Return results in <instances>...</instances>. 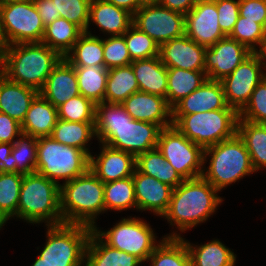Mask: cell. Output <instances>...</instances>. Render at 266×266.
<instances>
[{
	"label": "cell",
	"instance_id": "cell-55",
	"mask_svg": "<svg viewBox=\"0 0 266 266\" xmlns=\"http://www.w3.org/2000/svg\"><path fill=\"white\" fill-rule=\"evenodd\" d=\"M32 266H47V265L44 262H42V258L38 256L35 262L32 264Z\"/></svg>",
	"mask_w": 266,
	"mask_h": 266
},
{
	"label": "cell",
	"instance_id": "cell-35",
	"mask_svg": "<svg viewBox=\"0 0 266 266\" xmlns=\"http://www.w3.org/2000/svg\"><path fill=\"white\" fill-rule=\"evenodd\" d=\"M95 136V122H69L59 118L51 134L54 140L81 149L89 156L87 143Z\"/></svg>",
	"mask_w": 266,
	"mask_h": 266
},
{
	"label": "cell",
	"instance_id": "cell-38",
	"mask_svg": "<svg viewBox=\"0 0 266 266\" xmlns=\"http://www.w3.org/2000/svg\"><path fill=\"white\" fill-rule=\"evenodd\" d=\"M23 174L0 172V222L5 225L12 217H18V202Z\"/></svg>",
	"mask_w": 266,
	"mask_h": 266
},
{
	"label": "cell",
	"instance_id": "cell-4",
	"mask_svg": "<svg viewBox=\"0 0 266 266\" xmlns=\"http://www.w3.org/2000/svg\"><path fill=\"white\" fill-rule=\"evenodd\" d=\"M63 223L96 227V218L105 211L104 183L90 170L60 184Z\"/></svg>",
	"mask_w": 266,
	"mask_h": 266
},
{
	"label": "cell",
	"instance_id": "cell-41",
	"mask_svg": "<svg viewBox=\"0 0 266 266\" xmlns=\"http://www.w3.org/2000/svg\"><path fill=\"white\" fill-rule=\"evenodd\" d=\"M58 118L69 122H95L96 104L77 95L57 107Z\"/></svg>",
	"mask_w": 266,
	"mask_h": 266
},
{
	"label": "cell",
	"instance_id": "cell-28",
	"mask_svg": "<svg viewBox=\"0 0 266 266\" xmlns=\"http://www.w3.org/2000/svg\"><path fill=\"white\" fill-rule=\"evenodd\" d=\"M147 261H150V266H192L184 238L174 231L159 241Z\"/></svg>",
	"mask_w": 266,
	"mask_h": 266
},
{
	"label": "cell",
	"instance_id": "cell-31",
	"mask_svg": "<svg viewBox=\"0 0 266 266\" xmlns=\"http://www.w3.org/2000/svg\"><path fill=\"white\" fill-rule=\"evenodd\" d=\"M136 169L173 189L184 181L157 148L138 155L136 157Z\"/></svg>",
	"mask_w": 266,
	"mask_h": 266
},
{
	"label": "cell",
	"instance_id": "cell-21",
	"mask_svg": "<svg viewBox=\"0 0 266 266\" xmlns=\"http://www.w3.org/2000/svg\"><path fill=\"white\" fill-rule=\"evenodd\" d=\"M229 107L220 81L207 79L172 108V115H186Z\"/></svg>",
	"mask_w": 266,
	"mask_h": 266
},
{
	"label": "cell",
	"instance_id": "cell-9",
	"mask_svg": "<svg viewBox=\"0 0 266 266\" xmlns=\"http://www.w3.org/2000/svg\"><path fill=\"white\" fill-rule=\"evenodd\" d=\"M93 228L81 224L48 225L47 240L40 253L47 266H82Z\"/></svg>",
	"mask_w": 266,
	"mask_h": 266
},
{
	"label": "cell",
	"instance_id": "cell-26",
	"mask_svg": "<svg viewBox=\"0 0 266 266\" xmlns=\"http://www.w3.org/2000/svg\"><path fill=\"white\" fill-rule=\"evenodd\" d=\"M141 263L135 255L107 245L92 230L85 251L84 266H139Z\"/></svg>",
	"mask_w": 266,
	"mask_h": 266
},
{
	"label": "cell",
	"instance_id": "cell-29",
	"mask_svg": "<svg viewBox=\"0 0 266 266\" xmlns=\"http://www.w3.org/2000/svg\"><path fill=\"white\" fill-rule=\"evenodd\" d=\"M167 77L166 100L171 108L208 79L205 71H191L180 68H167Z\"/></svg>",
	"mask_w": 266,
	"mask_h": 266
},
{
	"label": "cell",
	"instance_id": "cell-7",
	"mask_svg": "<svg viewBox=\"0 0 266 266\" xmlns=\"http://www.w3.org/2000/svg\"><path fill=\"white\" fill-rule=\"evenodd\" d=\"M239 113L234 108L172 115L173 125L190 141L204 149L237 134Z\"/></svg>",
	"mask_w": 266,
	"mask_h": 266
},
{
	"label": "cell",
	"instance_id": "cell-16",
	"mask_svg": "<svg viewBox=\"0 0 266 266\" xmlns=\"http://www.w3.org/2000/svg\"><path fill=\"white\" fill-rule=\"evenodd\" d=\"M185 35L206 48L226 35L218 23L216 0H198L185 15Z\"/></svg>",
	"mask_w": 266,
	"mask_h": 266
},
{
	"label": "cell",
	"instance_id": "cell-6",
	"mask_svg": "<svg viewBox=\"0 0 266 266\" xmlns=\"http://www.w3.org/2000/svg\"><path fill=\"white\" fill-rule=\"evenodd\" d=\"M18 218L29 223L63 224L60 185L38 173L23 176L18 202Z\"/></svg>",
	"mask_w": 266,
	"mask_h": 266
},
{
	"label": "cell",
	"instance_id": "cell-42",
	"mask_svg": "<svg viewBox=\"0 0 266 266\" xmlns=\"http://www.w3.org/2000/svg\"><path fill=\"white\" fill-rule=\"evenodd\" d=\"M12 156L16 160V173H35L37 162V138L21 135L13 143Z\"/></svg>",
	"mask_w": 266,
	"mask_h": 266
},
{
	"label": "cell",
	"instance_id": "cell-40",
	"mask_svg": "<svg viewBox=\"0 0 266 266\" xmlns=\"http://www.w3.org/2000/svg\"><path fill=\"white\" fill-rule=\"evenodd\" d=\"M122 36L132 61L159 56V45L133 24Z\"/></svg>",
	"mask_w": 266,
	"mask_h": 266
},
{
	"label": "cell",
	"instance_id": "cell-19",
	"mask_svg": "<svg viewBox=\"0 0 266 266\" xmlns=\"http://www.w3.org/2000/svg\"><path fill=\"white\" fill-rule=\"evenodd\" d=\"M101 152L90 155L89 170L103 183L131 177L136 169V157L125 151L113 149L102 144Z\"/></svg>",
	"mask_w": 266,
	"mask_h": 266
},
{
	"label": "cell",
	"instance_id": "cell-30",
	"mask_svg": "<svg viewBox=\"0 0 266 266\" xmlns=\"http://www.w3.org/2000/svg\"><path fill=\"white\" fill-rule=\"evenodd\" d=\"M64 58L74 67L105 66L103 39L86 30Z\"/></svg>",
	"mask_w": 266,
	"mask_h": 266
},
{
	"label": "cell",
	"instance_id": "cell-50",
	"mask_svg": "<svg viewBox=\"0 0 266 266\" xmlns=\"http://www.w3.org/2000/svg\"><path fill=\"white\" fill-rule=\"evenodd\" d=\"M33 2L44 26L60 18V14H56L55 2L53 0H33Z\"/></svg>",
	"mask_w": 266,
	"mask_h": 266
},
{
	"label": "cell",
	"instance_id": "cell-44",
	"mask_svg": "<svg viewBox=\"0 0 266 266\" xmlns=\"http://www.w3.org/2000/svg\"><path fill=\"white\" fill-rule=\"evenodd\" d=\"M229 37L245 45L252 52L266 38V29L261 24L239 15Z\"/></svg>",
	"mask_w": 266,
	"mask_h": 266
},
{
	"label": "cell",
	"instance_id": "cell-52",
	"mask_svg": "<svg viewBox=\"0 0 266 266\" xmlns=\"http://www.w3.org/2000/svg\"><path fill=\"white\" fill-rule=\"evenodd\" d=\"M197 1L198 0H160L158 4L186 15L194 7Z\"/></svg>",
	"mask_w": 266,
	"mask_h": 266
},
{
	"label": "cell",
	"instance_id": "cell-17",
	"mask_svg": "<svg viewBox=\"0 0 266 266\" xmlns=\"http://www.w3.org/2000/svg\"><path fill=\"white\" fill-rule=\"evenodd\" d=\"M205 49L185 34L159 46V58L167 68L205 71Z\"/></svg>",
	"mask_w": 266,
	"mask_h": 266
},
{
	"label": "cell",
	"instance_id": "cell-20",
	"mask_svg": "<svg viewBox=\"0 0 266 266\" xmlns=\"http://www.w3.org/2000/svg\"><path fill=\"white\" fill-rule=\"evenodd\" d=\"M137 210H150L158 216L167 211L173 188L135 169L132 175Z\"/></svg>",
	"mask_w": 266,
	"mask_h": 266
},
{
	"label": "cell",
	"instance_id": "cell-37",
	"mask_svg": "<svg viewBox=\"0 0 266 266\" xmlns=\"http://www.w3.org/2000/svg\"><path fill=\"white\" fill-rule=\"evenodd\" d=\"M74 69L80 94L94 104L103 103L108 69L105 66L74 67Z\"/></svg>",
	"mask_w": 266,
	"mask_h": 266
},
{
	"label": "cell",
	"instance_id": "cell-49",
	"mask_svg": "<svg viewBox=\"0 0 266 266\" xmlns=\"http://www.w3.org/2000/svg\"><path fill=\"white\" fill-rule=\"evenodd\" d=\"M22 135L21 124L7 114L0 113V143L13 144Z\"/></svg>",
	"mask_w": 266,
	"mask_h": 266
},
{
	"label": "cell",
	"instance_id": "cell-15",
	"mask_svg": "<svg viewBox=\"0 0 266 266\" xmlns=\"http://www.w3.org/2000/svg\"><path fill=\"white\" fill-rule=\"evenodd\" d=\"M252 52L229 36L205 49V73L209 80L221 81L230 75Z\"/></svg>",
	"mask_w": 266,
	"mask_h": 266
},
{
	"label": "cell",
	"instance_id": "cell-3",
	"mask_svg": "<svg viewBox=\"0 0 266 266\" xmlns=\"http://www.w3.org/2000/svg\"><path fill=\"white\" fill-rule=\"evenodd\" d=\"M202 176L184 180L175 187L167 211L162 217L171 226L176 225L182 233L196 225L206 222L223 199ZM174 223V224H173Z\"/></svg>",
	"mask_w": 266,
	"mask_h": 266
},
{
	"label": "cell",
	"instance_id": "cell-58",
	"mask_svg": "<svg viewBox=\"0 0 266 266\" xmlns=\"http://www.w3.org/2000/svg\"><path fill=\"white\" fill-rule=\"evenodd\" d=\"M10 1H27V0H0V3L10 2Z\"/></svg>",
	"mask_w": 266,
	"mask_h": 266
},
{
	"label": "cell",
	"instance_id": "cell-36",
	"mask_svg": "<svg viewBox=\"0 0 266 266\" xmlns=\"http://www.w3.org/2000/svg\"><path fill=\"white\" fill-rule=\"evenodd\" d=\"M82 33L83 31L74 23L58 18L45 26L41 42L64 57Z\"/></svg>",
	"mask_w": 266,
	"mask_h": 266
},
{
	"label": "cell",
	"instance_id": "cell-39",
	"mask_svg": "<svg viewBox=\"0 0 266 266\" xmlns=\"http://www.w3.org/2000/svg\"><path fill=\"white\" fill-rule=\"evenodd\" d=\"M104 203L105 211L137 209L132 176L104 183Z\"/></svg>",
	"mask_w": 266,
	"mask_h": 266
},
{
	"label": "cell",
	"instance_id": "cell-34",
	"mask_svg": "<svg viewBox=\"0 0 266 266\" xmlns=\"http://www.w3.org/2000/svg\"><path fill=\"white\" fill-rule=\"evenodd\" d=\"M185 241L192 266H234L236 255L220 240H212L204 245L193 246Z\"/></svg>",
	"mask_w": 266,
	"mask_h": 266
},
{
	"label": "cell",
	"instance_id": "cell-24",
	"mask_svg": "<svg viewBox=\"0 0 266 266\" xmlns=\"http://www.w3.org/2000/svg\"><path fill=\"white\" fill-rule=\"evenodd\" d=\"M90 21L110 36H122L132 25L133 15L105 0H91L89 24Z\"/></svg>",
	"mask_w": 266,
	"mask_h": 266
},
{
	"label": "cell",
	"instance_id": "cell-10",
	"mask_svg": "<svg viewBox=\"0 0 266 266\" xmlns=\"http://www.w3.org/2000/svg\"><path fill=\"white\" fill-rule=\"evenodd\" d=\"M0 27L4 47L41 42L45 30L33 0L0 3Z\"/></svg>",
	"mask_w": 266,
	"mask_h": 266
},
{
	"label": "cell",
	"instance_id": "cell-47",
	"mask_svg": "<svg viewBox=\"0 0 266 266\" xmlns=\"http://www.w3.org/2000/svg\"><path fill=\"white\" fill-rule=\"evenodd\" d=\"M216 9L220 28L229 36L239 16V0H216Z\"/></svg>",
	"mask_w": 266,
	"mask_h": 266
},
{
	"label": "cell",
	"instance_id": "cell-57",
	"mask_svg": "<svg viewBox=\"0 0 266 266\" xmlns=\"http://www.w3.org/2000/svg\"><path fill=\"white\" fill-rule=\"evenodd\" d=\"M144 3H158L160 0H142Z\"/></svg>",
	"mask_w": 266,
	"mask_h": 266
},
{
	"label": "cell",
	"instance_id": "cell-27",
	"mask_svg": "<svg viewBox=\"0 0 266 266\" xmlns=\"http://www.w3.org/2000/svg\"><path fill=\"white\" fill-rule=\"evenodd\" d=\"M137 79L139 90L166 98L167 67L159 56L148 59L135 60L131 64Z\"/></svg>",
	"mask_w": 266,
	"mask_h": 266
},
{
	"label": "cell",
	"instance_id": "cell-43",
	"mask_svg": "<svg viewBox=\"0 0 266 266\" xmlns=\"http://www.w3.org/2000/svg\"><path fill=\"white\" fill-rule=\"evenodd\" d=\"M56 14L77 25L83 32L89 29V7L91 0H53Z\"/></svg>",
	"mask_w": 266,
	"mask_h": 266
},
{
	"label": "cell",
	"instance_id": "cell-54",
	"mask_svg": "<svg viewBox=\"0 0 266 266\" xmlns=\"http://www.w3.org/2000/svg\"><path fill=\"white\" fill-rule=\"evenodd\" d=\"M259 47H260L259 50L258 48H256L255 50L252 51V53L256 56L262 68L264 66V68L266 69V38L259 44Z\"/></svg>",
	"mask_w": 266,
	"mask_h": 266
},
{
	"label": "cell",
	"instance_id": "cell-12",
	"mask_svg": "<svg viewBox=\"0 0 266 266\" xmlns=\"http://www.w3.org/2000/svg\"><path fill=\"white\" fill-rule=\"evenodd\" d=\"M93 231L107 245L135 255L142 262L147 261L158 246L155 240L156 233L150 224L140 218H123L108 231H101L97 227H94Z\"/></svg>",
	"mask_w": 266,
	"mask_h": 266
},
{
	"label": "cell",
	"instance_id": "cell-25",
	"mask_svg": "<svg viewBox=\"0 0 266 266\" xmlns=\"http://www.w3.org/2000/svg\"><path fill=\"white\" fill-rule=\"evenodd\" d=\"M57 120V108L38 94L21 123L22 134L34 138L51 136Z\"/></svg>",
	"mask_w": 266,
	"mask_h": 266
},
{
	"label": "cell",
	"instance_id": "cell-33",
	"mask_svg": "<svg viewBox=\"0 0 266 266\" xmlns=\"http://www.w3.org/2000/svg\"><path fill=\"white\" fill-rule=\"evenodd\" d=\"M138 91L139 85L131 65L108 70L105 103L121 104Z\"/></svg>",
	"mask_w": 266,
	"mask_h": 266
},
{
	"label": "cell",
	"instance_id": "cell-56",
	"mask_svg": "<svg viewBox=\"0 0 266 266\" xmlns=\"http://www.w3.org/2000/svg\"><path fill=\"white\" fill-rule=\"evenodd\" d=\"M4 48V40H3V35L1 32V27H0V51Z\"/></svg>",
	"mask_w": 266,
	"mask_h": 266
},
{
	"label": "cell",
	"instance_id": "cell-32",
	"mask_svg": "<svg viewBox=\"0 0 266 266\" xmlns=\"http://www.w3.org/2000/svg\"><path fill=\"white\" fill-rule=\"evenodd\" d=\"M237 134L244 141L253 169L266 168V124L238 120Z\"/></svg>",
	"mask_w": 266,
	"mask_h": 266
},
{
	"label": "cell",
	"instance_id": "cell-14",
	"mask_svg": "<svg viewBox=\"0 0 266 266\" xmlns=\"http://www.w3.org/2000/svg\"><path fill=\"white\" fill-rule=\"evenodd\" d=\"M256 56L251 53L228 76L220 82L223 86L226 102L238 113L248 103L255 87L266 77Z\"/></svg>",
	"mask_w": 266,
	"mask_h": 266
},
{
	"label": "cell",
	"instance_id": "cell-18",
	"mask_svg": "<svg viewBox=\"0 0 266 266\" xmlns=\"http://www.w3.org/2000/svg\"><path fill=\"white\" fill-rule=\"evenodd\" d=\"M121 105L134 120L157 124L161 128L173 125L172 108L166 98L161 96L138 91L130 95Z\"/></svg>",
	"mask_w": 266,
	"mask_h": 266
},
{
	"label": "cell",
	"instance_id": "cell-23",
	"mask_svg": "<svg viewBox=\"0 0 266 266\" xmlns=\"http://www.w3.org/2000/svg\"><path fill=\"white\" fill-rule=\"evenodd\" d=\"M38 94L37 90L12 82L0 73V113L9 115L21 124Z\"/></svg>",
	"mask_w": 266,
	"mask_h": 266
},
{
	"label": "cell",
	"instance_id": "cell-45",
	"mask_svg": "<svg viewBox=\"0 0 266 266\" xmlns=\"http://www.w3.org/2000/svg\"><path fill=\"white\" fill-rule=\"evenodd\" d=\"M238 120L266 124V77L255 87Z\"/></svg>",
	"mask_w": 266,
	"mask_h": 266
},
{
	"label": "cell",
	"instance_id": "cell-22",
	"mask_svg": "<svg viewBox=\"0 0 266 266\" xmlns=\"http://www.w3.org/2000/svg\"><path fill=\"white\" fill-rule=\"evenodd\" d=\"M39 94L56 108L80 95L76 71L64 57L53 68Z\"/></svg>",
	"mask_w": 266,
	"mask_h": 266
},
{
	"label": "cell",
	"instance_id": "cell-46",
	"mask_svg": "<svg viewBox=\"0 0 266 266\" xmlns=\"http://www.w3.org/2000/svg\"><path fill=\"white\" fill-rule=\"evenodd\" d=\"M103 57L105 68L108 70L128 66L133 62L123 36H110L103 39Z\"/></svg>",
	"mask_w": 266,
	"mask_h": 266
},
{
	"label": "cell",
	"instance_id": "cell-2",
	"mask_svg": "<svg viewBox=\"0 0 266 266\" xmlns=\"http://www.w3.org/2000/svg\"><path fill=\"white\" fill-rule=\"evenodd\" d=\"M62 58L42 42L8 45L1 50L0 73L39 92Z\"/></svg>",
	"mask_w": 266,
	"mask_h": 266
},
{
	"label": "cell",
	"instance_id": "cell-11",
	"mask_svg": "<svg viewBox=\"0 0 266 266\" xmlns=\"http://www.w3.org/2000/svg\"><path fill=\"white\" fill-rule=\"evenodd\" d=\"M157 149L184 180L202 176L204 148L190 141L174 125L161 129Z\"/></svg>",
	"mask_w": 266,
	"mask_h": 266
},
{
	"label": "cell",
	"instance_id": "cell-53",
	"mask_svg": "<svg viewBox=\"0 0 266 266\" xmlns=\"http://www.w3.org/2000/svg\"><path fill=\"white\" fill-rule=\"evenodd\" d=\"M117 7L127 10L132 15L144 4L142 0H105Z\"/></svg>",
	"mask_w": 266,
	"mask_h": 266
},
{
	"label": "cell",
	"instance_id": "cell-51",
	"mask_svg": "<svg viewBox=\"0 0 266 266\" xmlns=\"http://www.w3.org/2000/svg\"><path fill=\"white\" fill-rule=\"evenodd\" d=\"M13 144L0 143V172L16 173V160L12 156Z\"/></svg>",
	"mask_w": 266,
	"mask_h": 266
},
{
	"label": "cell",
	"instance_id": "cell-5",
	"mask_svg": "<svg viewBox=\"0 0 266 266\" xmlns=\"http://www.w3.org/2000/svg\"><path fill=\"white\" fill-rule=\"evenodd\" d=\"M210 157L202 177L219 192L244 176L256 172L251 163L244 141L236 134L234 137L204 149V164ZM206 161V162H205Z\"/></svg>",
	"mask_w": 266,
	"mask_h": 266
},
{
	"label": "cell",
	"instance_id": "cell-48",
	"mask_svg": "<svg viewBox=\"0 0 266 266\" xmlns=\"http://www.w3.org/2000/svg\"><path fill=\"white\" fill-rule=\"evenodd\" d=\"M239 15L266 29V0H239Z\"/></svg>",
	"mask_w": 266,
	"mask_h": 266
},
{
	"label": "cell",
	"instance_id": "cell-8",
	"mask_svg": "<svg viewBox=\"0 0 266 266\" xmlns=\"http://www.w3.org/2000/svg\"><path fill=\"white\" fill-rule=\"evenodd\" d=\"M90 156L83 150L61 144L51 136L37 138L35 172L60 185L89 170Z\"/></svg>",
	"mask_w": 266,
	"mask_h": 266
},
{
	"label": "cell",
	"instance_id": "cell-13",
	"mask_svg": "<svg viewBox=\"0 0 266 266\" xmlns=\"http://www.w3.org/2000/svg\"><path fill=\"white\" fill-rule=\"evenodd\" d=\"M132 24L159 46L185 34V14L158 3H144L133 14Z\"/></svg>",
	"mask_w": 266,
	"mask_h": 266
},
{
	"label": "cell",
	"instance_id": "cell-1",
	"mask_svg": "<svg viewBox=\"0 0 266 266\" xmlns=\"http://www.w3.org/2000/svg\"><path fill=\"white\" fill-rule=\"evenodd\" d=\"M161 129L157 124L132 119L121 104H96V138L113 149L137 157L157 148Z\"/></svg>",
	"mask_w": 266,
	"mask_h": 266
}]
</instances>
